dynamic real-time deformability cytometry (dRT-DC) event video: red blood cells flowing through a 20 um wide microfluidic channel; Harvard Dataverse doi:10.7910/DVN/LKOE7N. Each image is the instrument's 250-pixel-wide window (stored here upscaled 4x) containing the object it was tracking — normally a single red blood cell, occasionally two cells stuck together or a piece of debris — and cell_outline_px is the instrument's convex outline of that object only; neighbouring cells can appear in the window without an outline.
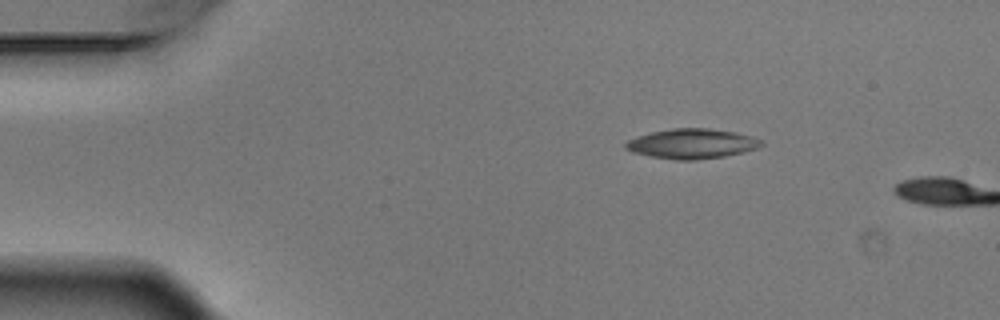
{"species": "Egyptian fruit bat (a non-hibernating species)", "species_latin": "Rousettus aegyptiacus", "temperature_condition": "warm", "stored_images_in_passage": 2, "camera_frame_rate_fps": 3000, "um_per_image_px": 0.085, "animal": {"sex": "male"}, "frame": {"image": 1, "passage_image": 1, "time_ms": 0.0, "image_size_px": [1000, 320], "cell_outline_px": [[764, 144], [760, 148], [744, 152], [724, 156], [696, 160], [676, 160], [648, 156], [632, 152], [624, 148], [624, 144], [628, 140], [652, 132], [672, 128], [708, 128], [736, 132], [752, 136], [764, 140]], "centroid_in_image_um": [58.86, 12.22], "position_along_channel_um": 26.1, "area_um2": 23.81}}